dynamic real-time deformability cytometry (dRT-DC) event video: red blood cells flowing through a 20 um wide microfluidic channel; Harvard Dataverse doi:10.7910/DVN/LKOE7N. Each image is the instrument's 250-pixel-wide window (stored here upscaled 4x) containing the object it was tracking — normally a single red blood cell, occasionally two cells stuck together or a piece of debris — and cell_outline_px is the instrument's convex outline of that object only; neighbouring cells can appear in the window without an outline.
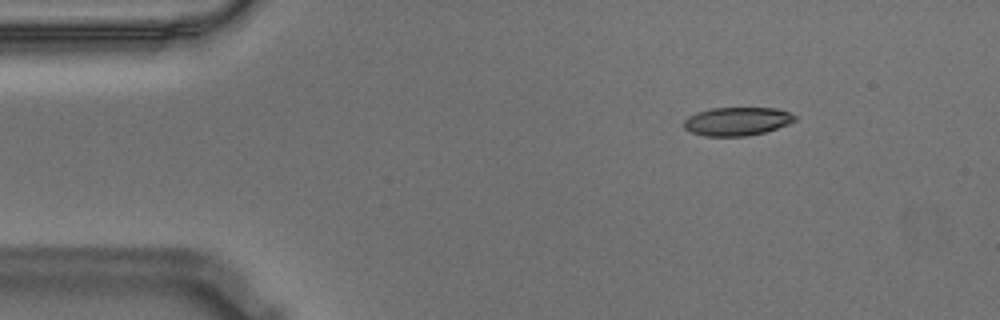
{"species": "Egyptian fruit bat (a non-hibernating species)", "species_latin": "Rousettus aegyptiacus", "temperature_condition": "warm", "stored_images_in_passage": 4, "camera_frame_rate_fps": 3000, "um_per_image_px": 0.085, "animal": {"sex": "male"}, "frame": {"image": 1, "passage_image": 1, "time_ms": 0.0, "image_size_px": [1000, 320], "cell_outline_px": [[796, 120], [788, 124], [764, 132], [744, 136], [704, 136], [692, 132], [684, 128], [684, 120], [688, 116], [696, 112], [712, 108], [776, 108], [788, 112], [796, 116]], "centroid_in_image_um": [62.63, 10.31], "position_along_channel_um": 22.4, "area_um2": 18.26}}